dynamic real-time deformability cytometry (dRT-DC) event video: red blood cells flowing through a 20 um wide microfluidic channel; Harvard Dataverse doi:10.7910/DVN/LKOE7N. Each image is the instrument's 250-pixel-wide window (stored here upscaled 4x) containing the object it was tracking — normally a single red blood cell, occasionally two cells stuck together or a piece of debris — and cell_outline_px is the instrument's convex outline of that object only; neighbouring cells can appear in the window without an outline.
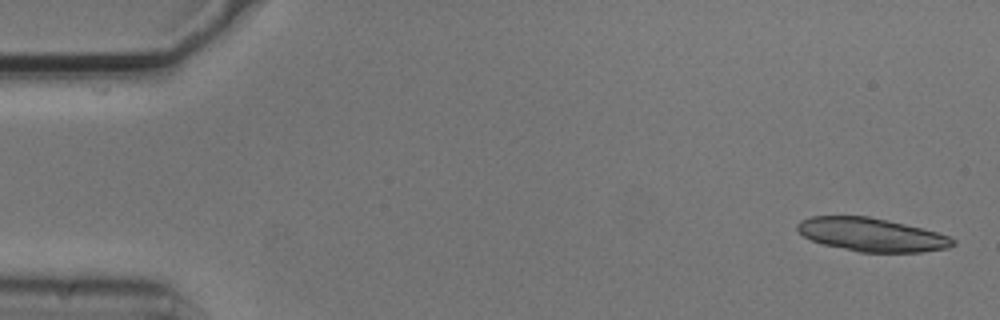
{"species": "common noctule bat (a hibernating species)", "species_latin": "Nyctalus noctula", "temperature_condition": "cold", "stored_images_in_passage": 2, "camera_frame_rate_fps": 3000, "um_per_image_px": 0.085, "animal": {"sex": "male", "body_mass_g": 20.5, "forearm_length_mm": 52.5}, "frame": {"image": 1, "passage_image": 2, "time_ms": 0.333, "image_size_px": [1000, 320], "cell_outline_px": [[956, 244], [948, 248], [920, 252], [860, 252], [824, 244], [812, 240], [804, 236], [796, 228], [796, 224], [800, 220], [812, 216], [868, 216], [888, 220], [924, 228], [948, 236], [956, 240]], "centroid_in_image_um": [74.1, 19.94], "position_along_channel_um": 10.9, "area_um2": 30.23}}